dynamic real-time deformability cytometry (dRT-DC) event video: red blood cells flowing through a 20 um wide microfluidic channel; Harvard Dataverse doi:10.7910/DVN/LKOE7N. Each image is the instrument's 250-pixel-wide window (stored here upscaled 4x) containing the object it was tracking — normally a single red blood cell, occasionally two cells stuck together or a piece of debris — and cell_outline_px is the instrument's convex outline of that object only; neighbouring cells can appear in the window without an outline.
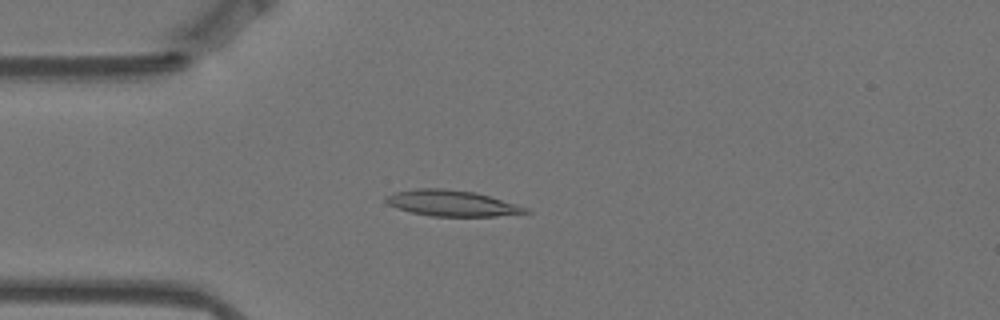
{"species": "Egyptian fruit bat (a non-hibernating species)", "species_latin": "Rousettus aegyptiacus", "temperature_condition": "warm", "stored_images_in_passage": 45, "camera_frame_rate_fps": 3000, "um_per_image_px": 0.085, "animal": {"sex": "female"}, "frame": {"image": 1, "passage_image": 14, "time_ms": 4.333, "image_size_px": [1000, 320], "cell_outline_px": [[532, 212], [496, 216], [432, 216], [412, 212], [396, 208], [388, 204], [384, 200], [384, 196], [392, 192], [416, 188], [444, 188], [476, 192], [516, 204], [528, 208]], "centroid_in_image_um": [38.36, 17.26], "position_along_channel_um": 46.6, "area_um2": 21.21}}
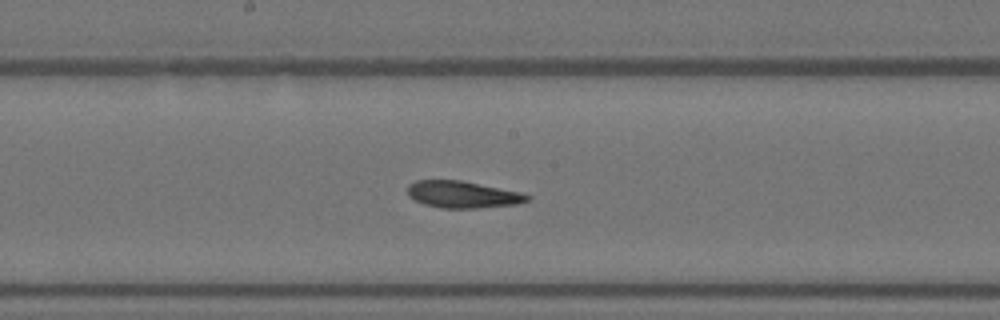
{"frame": {"image": 2, "passage_image": 29, "time_ms": 9.333, "image_size_px": [1000, 320], "cell_outline_px": [[532, 200], [520, 204], [476, 208], [440, 208], [424, 204], [408, 196], [408, 184], [416, 180], [460, 180], [520, 192], [532, 196]], "centroid_in_image_um": [39.36, 16.54], "position_along_channel_um": 208.8, "area_um2": 18.84}}
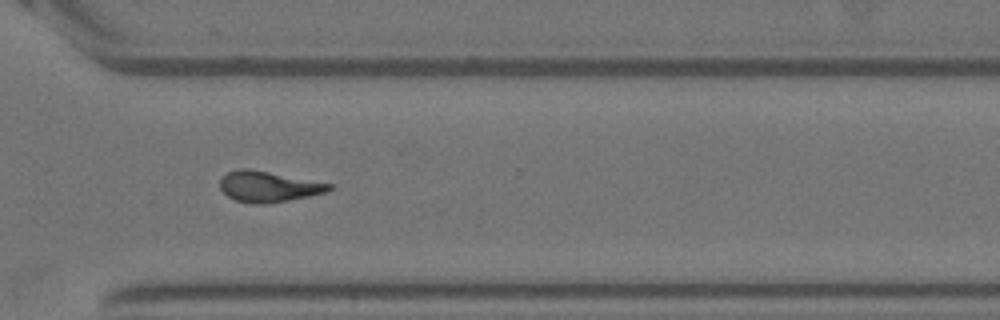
{"frame": {"image": 3, "passage_image": 41, "time_ms": 13.333, "image_size_px": [1000, 320], "cell_outline_px": [[332, 188], [324, 192], [308, 196], [288, 200], [264, 204], [252, 204], [236, 200], [228, 196], [220, 188], [220, 180], [228, 172], [240, 168], [248, 168], [332, 184]], "centroid_in_image_um": [22.77, 15.86], "position_along_channel_um": 347.8, "area_um2": 19.19}, "authors_computed_cell_mechanics": {"area_um2": 19.4208, "velocity_mm_per_s": 3.4745, "shape_relaxation_time_tau1_ms": null, "shape_relaxation_time_tau2_ms": 5.2162, "deformation_change_tau1": null, "deformation_change_tau2": 0.1492}}